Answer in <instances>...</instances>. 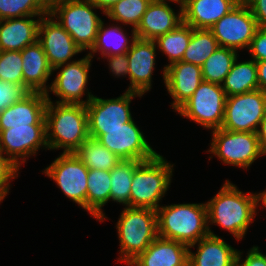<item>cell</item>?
I'll return each instance as SVG.
<instances>
[{
  "instance_id": "obj_41",
  "label": "cell",
  "mask_w": 266,
  "mask_h": 266,
  "mask_svg": "<svg viewBox=\"0 0 266 266\" xmlns=\"http://www.w3.org/2000/svg\"><path fill=\"white\" fill-rule=\"evenodd\" d=\"M245 251L238 250L237 266H266V257L258 245H253L243 257Z\"/></svg>"
},
{
  "instance_id": "obj_22",
  "label": "cell",
  "mask_w": 266,
  "mask_h": 266,
  "mask_svg": "<svg viewBox=\"0 0 266 266\" xmlns=\"http://www.w3.org/2000/svg\"><path fill=\"white\" fill-rule=\"evenodd\" d=\"M42 16H24L0 20V51H22L38 41Z\"/></svg>"
},
{
  "instance_id": "obj_16",
  "label": "cell",
  "mask_w": 266,
  "mask_h": 266,
  "mask_svg": "<svg viewBox=\"0 0 266 266\" xmlns=\"http://www.w3.org/2000/svg\"><path fill=\"white\" fill-rule=\"evenodd\" d=\"M38 42L52 69L77 60L73 57L83 53L71 35L49 13L42 16L39 23Z\"/></svg>"
},
{
  "instance_id": "obj_48",
  "label": "cell",
  "mask_w": 266,
  "mask_h": 266,
  "mask_svg": "<svg viewBox=\"0 0 266 266\" xmlns=\"http://www.w3.org/2000/svg\"><path fill=\"white\" fill-rule=\"evenodd\" d=\"M48 8L56 1V0H41Z\"/></svg>"
},
{
  "instance_id": "obj_20",
  "label": "cell",
  "mask_w": 266,
  "mask_h": 266,
  "mask_svg": "<svg viewBox=\"0 0 266 266\" xmlns=\"http://www.w3.org/2000/svg\"><path fill=\"white\" fill-rule=\"evenodd\" d=\"M47 95L30 92L19 102L0 112V130L31 124H46Z\"/></svg>"
},
{
  "instance_id": "obj_19",
  "label": "cell",
  "mask_w": 266,
  "mask_h": 266,
  "mask_svg": "<svg viewBox=\"0 0 266 266\" xmlns=\"http://www.w3.org/2000/svg\"><path fill=\"white\" fill-rule=\"evenodd\" d=\"M172 6L170 2L151 1L135 30L137 38L155 40L158 36L172 31L181 24L183 22L182 7L179 6V9L175 10Z\"/></svg>"
},
{
  "instance_id": "obj_11",
  "label": "cell",
  "mask_w": 266,
  "mask_h": 266,
  "mask_svg": "<svg viewBox=\"0 0 266 266\" xmlns=\"http://www.w3.org/2000/svg\"><path fill=\"white\" fill-rule=\"evenodd\" d=\"M143 95L137 92L125 91L115 98H100L94 96L86 105L89 137L96 139L103 130L122 127L133 116L131 101Z\"/></svg>"
},
{
  "instance_id": "obj_24",
  "label": "cell",
  "mask_w": 266,
  "mask_h": 266,
  "mask_svg": "<svg viewBox=\"0 0 266 266\" xmlns=\"http://www.w3.org/2000/svg\"><path fill=\"white\" fill-rule=\"evenodd\" d=\"M188 252V246L181 242L157 237L131 264L133 266H188Z\"/></svg>"
},
{
  "instance_id": "obj_42",
  "label": "cell",
  "mask_w": 266,
  "mask_h": 266,
  "mask_svg": "<svg viewBox=\"0 0 266 266\" xmlns=\"http://www.w3.org/2000/svg\"><path fill=\"white\" fill-rule=\"evenodd\" d=\"M258 27L266 28V0H249L247 3Z\"/></svg>"
},
{
  "instance_id": "obj_44",
  "label": "cell",
  "mask_w": 266,
  "mask_h": 266,
  "mask_svg": "<svg viewBox=\"0 0 266 266\" xmlns=\"http://www.w3.org/2000/svg\"><path fill=\"white\" fill-rule=\"evenodd\" d=\"M258 87L262 91H266V60L256 62Z\"/></svg>"
},
{
  "instance_id": "obj_5",
  "label": "cell",
  "mask_w": 266,
  "mask_h": 266,
  "mask_svg": "<svg viewBox=\"0 0 266 266\" xmlns=\"http://www.w3.org/2000/svg\"><path fill=\"white\" fill-rule=\"evenodd\" d=\"M174 166L176 165L159 153L150 160L142 161L134 169L130 207L157 210L170 190Z\"/></svg>"
},
{
  "instance_id": "obj_18",
  "label": "cell",
  "mask_w": 266,
  "mask_h": 266,
  "mask_svg": "<svg viewBox=\"0 0 266 266\" xmlns=\"http://www.w3.org/2000/svg\"><path fill=\"white\" fill-rule=\"evenodd\" d=\"M202 81V67L200 66L184 61L167 66L164 86L173 100L170 103V109L176 112L193 95Z\"/></svg>"
},
{
  "instance_id": "obj_36",
  "label": "cell",
  "mask_w": 266,
  "mask_h": 266,
  "mask_svg": "<svg viewBox=\"0 0 266 266\" xmlns=\"http://www.w3.org/2000/svg\"><path fill=\"white\" fill-rule=\"evenodd\" d=\"M21 51H0V80L24 85Z\"/></svg>"
},
{
  "instance_id": "obj_25",
  "label": "cell",
  "mask_w": 266,
  "mask_h": 266,
  "mask_svg": "<svg viewBox=\"0 0 266 266\" xmlns=\"http://www.w3.org/2000/svg\"><path fill=\"white\" fill-rule=\"evenodd\" d=\"M236 0H185L183 22L196 29H210L237 5Z\"/></svg>"
},
{
  "instance_id": "obj_34",
  "label": "cell",
  "mask_w": 266,
  "mask_h": 266,
  "mask_svg": "<svg viewBox=\"0 0 266 266\" xmlns=\"http://www.w3.org/2000/svg\"><path fill=\"white\" fill-rule=\"evenodd\" d=\"M152 0H120L105 13L110 22L137 29Z\"/></svg>"
},
{
  "instance_id": "obj_3",
  "label": "cell",
  "mask_w": 266,
  "mask_h": 266,
  "mask_svg": "<svg viewBox=\"0 0 266 266\" xmlns=\"http://www.w3.org/2000/svg\"><path fill=\"white\" fill-rule=\"evenodd\" d=\"M156 212L158 237L190 246L210 235L206 201L162 204Z\"/></svg>"
},
{
  "instance_id": "obj_35",
  "label": "cell",
  "mask_w": 266,
  "mask_h": 266,
  "mask_svg": "<svg viewBox=\"0 0 266 266\" xmlns=\"http://www.w3.org/2000/svg\"><path fill=\"white\" fill-rule=\"evenodd\" d=\"M47 13L48 7L41 0H0V20Z\"/></svg>"
},
{
  "instance_id": "obj_30",
  "label": "cell",
  "mask_w": 266,
  "mask_h": 266,
  "mask_svg": "<svg viewBox=\"0 0 266 266\" xmlns=\"http://www.w3.org/2000/svg\"><path fill=\"white\" fill-rule=\"evenodd\" d=\"M142 161L121 160L111 171L110 201L130 207V189L134 169Z\"/></svg>"
},
{
  "instance_id": "obj_8",
  "label": "cell",
  "mask_w": 266,
  "mask_h": 266,
  "mask_svg": "<svg viewBox=\"0 0 266 266\" xmlns=\"http://www.w3.org/2000/svg\"><path fill=\"white\" fill-rule=\"evenodd\" d=\"M93 58L86 53L82 58L53 69L51 86L46 93L47 100L57 103L87 105L95 95L88 88ZM51 94L56 100L51 99ZM86 96V97H85ZM85 97V99L83 98Z\"/></svg>"
},
{
  "instance_id": "obj_1",
  "label": "cell",
  "mask_w": 266,
  "mask_h": 266,
  "mask_svg": "<svg viewBox=\"0 0 266 266\" xmlns=\"http://www.w3.org/2000/svg\"><path fill=\"white\" fill-rule=\"evenodd\" d=\"M206 204L210 235L218 236L212 230L215 225L228 231L238 242L246 237L258 214L257 192H244L229 179Z\"/></svg>"
},
{
  "instance_id": "obj_14",
  "label": "cell",
  "mask_w": 266,
  "mask_h": 266,
  "mask_svg": "<svg viewBox=\"0 0 266 266\" xmlns=\"http://www.w3.org/2000/svg\"><path fill=\"white\" fill-rule=\"evenodd\" d=\"M257 28L256 19L247 4L238 3L228 14L217 21L210 30L220 47L243 52V50L247 51Z\"/></svg>"
},
{
  "instance_id": "obj_29",
  "label": "cell",
  "mask_w": 266,
  "mask_h": 266,
  "mask_svg": "<svg viewBox=\"0 0 266 266\" xmlns=\"http://www.w3.org/2000/svg\"><path fill=\"white\" fill-rule=\"evenodd\" d=\"M192 35V27L182 22L172 31L158 36L154 41L157 46L158 53L165 55L167 64L161 67V77L163 83L165 82V68L172 63L182 61V57Z\"/></svg>"
},
{
  "instance_id": "obj_46",
  "label": "cell",
  "mask_w": 266,
  "mask_h": 266,
  "mask_svg": "<svg viewBox=\"0 0 266 266\" xmlns=\"http://www.w3.org/2000/svg\"><path fill=\"white\" fill-rule=\"evenodd\" d=\"M257 203H258V213L261 208H266V189L260 192H257ZM266 210V209H265Z\"/></svg>"
},
{
  "instance_id": "obj_12",
  "label": "cell",
  "mask_w": 266,
  "mask_h": 266,
  "mask_svg": "<svg viewBox=\"0 0 266 266\" xmlns=\"http://www.w3.org/2000/svg\"><path fill=\"white\" fill-rule=\"evenodd\" d=\"M266 114V91L261 89L226 97L222 129L256 133Z\"/></svg>"
},
{
  "instance_id": "obj_37",
  "label": "cell",
  "mask_w": 266,
  "mask_h": 266,
  "mask_svg": "<svg viewBox=\"0 0 266 266\" xmlns=\"http://www.w3.org/2000/svg\"><path fill=\"white\" fill-rule=\"evenodd\" d=\"M20 176V168L0 151V201L10 193L12 184ZM14 179V180H13Z\"/></svg>"
},
{
  "instance_id": "obj_43",
  "label": "cell",
  "mask_w": 266,
  "mask_h": 266,
  "mask_svg": "<svg viewBox=\"0 0 266 266\" xmlns=\"http://www.w3.org/2000/svg\"><path fill=\"white\" fill-rule=\"evenodd\" d=\"M257 137L259 141V147L262 154V157H266V114L261 120L260 125L257 130Z\"/></svg>"
},
{
  "instance_id": "obj_40",
  "label": "cell",
  "mask_w": 266,
  "mask_h": 266,
  "mask_svg": "<svg viewBox=\"0 0 266 266\" xmlns=\"http://www.w3.org/2000/svg\"><path fill=\"white\" fill-rule=\"evenodd\" d=\"M246 52L255 62L266 60V28H257Z\"/></svg>"
},
{
  "instance_id": "obj_17",
  "label": "cell",
  "mask_w": 266,
  "mask_h": 266,
  "mask_svg": "<svg viewBox=\"0 0 266 266\" xmlns=\"http://www.w3.org/2000/svg\"><path fill=\"white\" fill-rule=\"evenodd\" d=\"M157 46L154 40L137 38L127 51L129 61V86L125 91L145 96L153 87V73L157 65Z\"/></svg>"
},
{
  "instance_id": "obj_28",
  "label": "cell",
  "mask_w": 266,
  "mask_h": 266,
  "mask_svg": "<svg viewBox=\"0 0 266 266\" xmlns=\"http://www.w3.org/2000/svg\"><path fill=\"white\" fill-rule=\"evenodd\" d=\"M239 59L240 56L234 61L222 84L226 97L259 89L256 62L250 58Z\"/></svg>"
},
{
  "instance_id": "obj_26",
  "label": "cell",
  "mask_w": 266,
  "mask_h": 266,
  "mask_svg": "<svg viewBox=\"0 0 266 266\" xmlns=\"http://www.w3.org/2000/svg\"><path fill=\"white\" fill-rule=\"evenodd\" d=\"M128 30L129 28L125 26L123 28L119 23H105L103 19L99 25L95 44L88 54L96 58L97 55L103 57L127 53L137 39L135 29H132L130 34Z\"/></svg>"
},
{
  "instance_id": "obj_2",
  "label": "cell",
  "mask_w": 266,
  "mask_h": 266,
  "mask_svg": "<svg viewBox=\"0 0 266 266\" xmlns=\"http://www.w3.org/2000/svg\"><path fill=\"white\" fill-rule=\"evenodd\" d=\"M45 120L50 151L74 153L89 138L86 105L47 101Z\"/></svg>"
},
{
  "instance_id": "obj_7",
  "label": "cell",
  "mask_w": 266,
  "mask_h": 266,
  "mask_svg": "<svg viewBox=\"0 0 266 266\" xmlns=\"http://www.w3.org/2000/svg\"><path fill=\"white\" fill-rule=\"evenodd\" d=\"M211 142L206 150L208 162L213 156L224 165L248 171L258 158H262L257 133L228 131L222 128L211 131Z\"/></svg>"
},
{
  "instance_id": "obj_32",
  "label": "cell",
  "mask_w": 266,
  "mask_h": 266,
  "mask_svg": "<svg viewBox=\"0 0 266 266\" xmlns=\"http://www.w3.org/2000/svg\"><path fill=\"white\" fill-rule=\"evenodd\" d=\"M238 56V51L219 46L202 66L203 81L222 85Z\"/></svg>"
},
{
  "instance_id": "obj_21",
  "label": "cell",
  "mask_w": 266,
  "mask_h": 266,
  "mask_svg": "<svg viewBox=\"0 0 266 266\" xmlns=\"http://www.w3.org/2000/svg\"><path fill=\"white\" fill-rule=\"evenodd\" d=\"M188 249V266H237L238 249L220 236L208 235Z\"/></svg>"
},
{
  "instance_id": "obj_27",
  "label": "cell",
  "mask_w": 266,
  "mask_h": 266,
  "mask_svg": "<svg viewBox=\"0 0 266 266\" xmlns=\"http://www.w3.org/2000/svg\"><path fill=\"white\" fill-rule=\"evenodd\" d=\"M111 175L110 171L89 169L87 177L86 211L99 223L108 217L104 206L110 202Z\"/></svg>"
},
{
  "instance_id": "obj_4",
  "label": "cell",
  "mask_w": 266,
  "mask_h": 266,
  "mask_svg": "<svg viewBox=\"0 0 266 266\" xmlns=\"http://www.w3.org/2000/svg\"><path fill=\"white\" fill-rule=\"evenodd\" d=\"M116 222L119 240L117 262L131 263L158 237L157 212L149 208L123 207Z\"/></svg>"
},
{
  "instance_id": "obj_38",
  "label": "cell",
  "mask_w": 266,
  "mask_h": 266,
  "mask_svg": "<svg viewBox=\"0 0 266 266\" xmlns=\"http://www.w3.org/2000/svg\"><path fill=\"white\" fill-rule=\"evenodd\" d=\"M29 93L30 91L24 85L0 80V112L19 102Z\"/></svg>"
},
{
  "instance_id": "obj_31",
  "label": "cell",
  "mask_w": 266,
  "mask_h": 266,
  "mask_svg": "<svg viewBox=\"0 0 266 266\" xmlns=\"http://www.w3.org/2000/svg\"><path fill=\"white\" fill-rule=\"evenodd\" d=\"M74 153L88 169L111 171L121 161L97 139L90 137Z\"/></svg>"
},
{
  "instance_id": "obj_23",
  "label": "cell",
  "mask_w": 266,
  "mask_h": 266,
  "mask_svg": "<svg viewBox=\"0 0 266 266\" xmlns=\"http://www.w3.org/2000/svg\"><path fill=\"white\" fill-rule=\"evenodd\" d=\"M21 56L24 86L30 92L46 94L51 86L48 81L52 79L53 69L48 63L42 45L37 41L32 45L26 46L21 51Z\"/></svg>"
},
{
  "instance_id": "obj_6",
  "label": "cell",
  "mask_w": 266,
  "mask_h": 266,
  "mask_svg": "<svg viewBox=\"0 0 266 266\" xmlns=\"http://www.w3.org/2000/svg\"><path fill=\"white\" fill-rule=\"evenodd\" d=\"M98 9L89 0H56L48 8V13L71 35L75 44L88 53L95 44L103 20L98 16Z\"/></svg>"
},
{
  "instance_id": "obj_15",
  "label": "cell",
  "mask_w": 266,
  "mask_h": 266,
  "mask_svg": "<svg viewBox=\"0 0 266 266\" xmlns=\"http://www.w3.org/2000/svg\"><path fill=\"white\" fill-rule=\"evenodd\" d=\"M47 151L46 124H31L0 130V151L20 169L40 150Z\"/></svg>"
},
{
  "instance_id": "obj_10",
  "label": "cell",
  "mask_w": 266,
  "mask_h": 266,
  "mask_svg": "<svg viewBox=\"0 0 266 266\" xmlns=\"http://www.w3.org/2000/svg\"><path fill=\"white\" fill-rule=\"evenodd\" d=\"M54 181L64 197L86 211L87 177L89 169L75 153H60L42 171Z\"/></svg>"
},
{
  "instance_id": "obj_49",
  "label": "cell",
  "mask_w": 266,
  "mask_h": 266,
  "mask_svg": "<svg viewBox=\"0 0 266 266\" xmlns=\"http://www.w3.org/2000/svg\"><path fill=\"white\" fill-rule=\"evenodd\" d=\"M237 3L246 4L249 0H236Z\"/></svg>"
},
{
  "instance_id": "obj_39",
  "label": "cell",
  "mask_w": 266,
  "mask_h": 266,
  "mask_svg": "<svg viewBox=\"0 0 266 266\" xmlns=\"http://www.w3.org/2000/svg\"><path fill=\"white\" fill-rule=\"evenodd\" d=\"M100 58L106 61L109 72L115 78H127L129 74V61L127 53L121 55H111V56H103L97 57V60ZM106 59V60H105Z\"/></svg>"
},
{
  "instance_id": "obj_9",
  "label": "cell",
  "mask_w": 266,
  "mask_h": 266,
  "mask_svg": "<svg viewBox=\"0 0 266 266\" xmlns=\"http://www.w3.org/2000/svg\"><path fill=\"white\" fill-rule=\"evenodd\" d=\"M226 95L222 85L202 81L193 95L176 111L182 118L213 131L222 127Z\"/></svg>"
},
{
  "instance_id": "obj_13",
  "label": "cell",
  "mask_w": 266,
  "mask_h": 266,
  "mask_svg": "<svg viewBox=\"0 0 266 266\" xmlns=\"http://www.w3.org/2000/svg\"><path fill=\"white\" fill-rule=\"evenodd\" d=\"M134 120L132 118L120 128L103 130L96 139L121 160H150L158 153Z\"/></svg>"
},
{
  "instance_id": "obj_33",
  "label": "cell",
  "mask_w": 266,
  "mask_h": 266,
  "mask_svg": "<svg viewBox=\"0 0 266 266\" xmlns=\"http://www.w3.org/2000/svg\"><path fill=\"white\" fill-rule=\"evenodd\" d=\"M219 47L210 29L192 28V35L182 61L202 67L204 62Z\"/></svg>"
},
{
  "instance_id": "obj_50",
  "label": "cell",
  "mask_w": 266,
  "mask_h": 266,
  "mask_svg": "<svg viewBox=\"0 0 266 266\" xmlns=\"http://www.w3.org/2000/svg\"><path fill=\"white\" fill-rule=\"evenodd\" d=\"M125 266H133L131 263H125Z\"/></svg>"
},
{
  "instance_id": "obj_47",
  "label": "cell",
  "mask_w": 266,
  "mask_h": 266,
  "mask_svg": "<svg viewBox=\"0 0 266 266\" xmlns=\"http://www.w3.org/2000/svg\"><path fill=\"white\" fill-rule=\"evenodd\" d=\"M152 1H155V2H170V3H174V5H176V7H178V6L183 7L184 3H185V0H152Z\"/></svg>"
},
{
  "instance_id": "obj_45",
  "label": "cell",
  "mask_w": 266,
  "mask_h": 266,
  "mask_svg": "<svg viewBox=\"0 0 266 266\" xmlns=\"http://www.w3.org/2000/svg\"><path fill=\"white\" fill-rule=\"evenodd\" d=\"M99 8L100 14L105 15L107 10L120 0H89Z\"/></svg>"
}]
</instances>
